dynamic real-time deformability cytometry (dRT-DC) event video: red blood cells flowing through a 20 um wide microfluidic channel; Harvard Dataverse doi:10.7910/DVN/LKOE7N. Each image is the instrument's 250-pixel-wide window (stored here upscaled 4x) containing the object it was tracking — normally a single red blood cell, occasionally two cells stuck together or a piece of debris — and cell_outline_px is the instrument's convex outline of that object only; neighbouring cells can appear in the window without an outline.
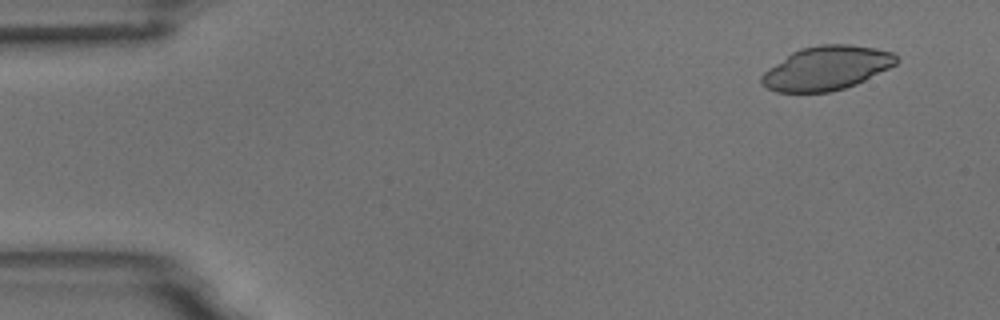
{"species": "common noctule bat (a hibernating species)", "species_latin": "Nyctalus noctula", "temperature_condition": "room temperature", "stored_images_in_passage": 5, "camera_frame_rate_fps": 3000, "um_per_image_px": 0.085, "animal": {"sex": "male", "body_mass_g": 18.8}, "frame": {"image": 1, "passage_image": 1, "time_ms": 0.0, "image_size_px": [1000, 320], "cell_outline_px": [[900, 60], [896, 64], [856, 84], [832, 92], [776, 92], [760, 84], [760, 76], [768, 68], [792, 52], [800, 48], [820, 44], [848, 44], [876, 48], [892, 52]], "centroid_in_image_um": [70.23, 5.79], "position_along_channel_um": 14.8, "area_um2": 34.51}}